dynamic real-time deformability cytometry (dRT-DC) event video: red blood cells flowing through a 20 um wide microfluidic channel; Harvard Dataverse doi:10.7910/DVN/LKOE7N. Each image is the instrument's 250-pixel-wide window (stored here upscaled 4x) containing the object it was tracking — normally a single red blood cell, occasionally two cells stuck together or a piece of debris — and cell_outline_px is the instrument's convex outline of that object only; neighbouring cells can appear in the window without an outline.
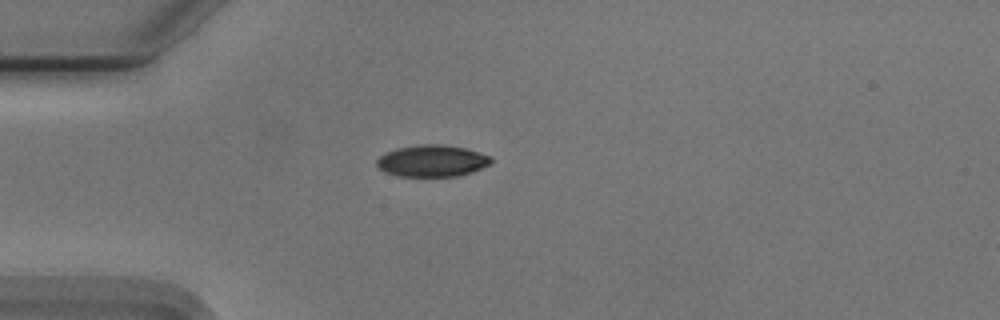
{"species": "Egyptian fruit bat (a non-hibernating species)", "species_latin": "Rousettus aegyptiacus", "temperature_condition": "cold", "stored_images_in_passage": 41, "camera_frame_rate_fps": 3000, "um_per_image_px": 0.085, "animal": {"sex": "male"}, "frame": {"image": 1, "passage_image": 1, "time_ms": 0.0, "image_size_px": [1000, 320], "cell_outline_px": [[492, 164], [472, 172], [456, 176], [400, 176], [384, 172], [376, 164], [376, 160], [384, 152], [396, 148], [416, 144], [444, 144], [464, 148], [492, 156]], "centroid_in_image_um": [36.73, 13.66], "position_along_channel_um": 48.3, "area_um2": 21.33}}
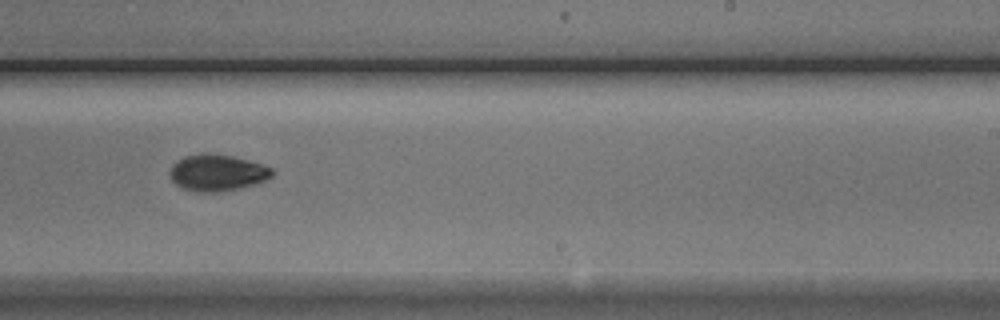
{"frame": {"image": 2, "passage_image": 20, "time_ms": 6.333, "image_size_px": [1000, 320], "cell_outline_px": [[276, 172], [272, 176], [256, 184], [240, 188], [212, 192], [200, 192], [184, 188], [176, 184], [172, 180], [168, 172], [172, 164], [176, 160], [184, 156], [200, 152], [208, 152], [232, 156], [248, 160], [272, 168]], "centroid_in_image_um": [18.44, 14.65], "position_along_channel_um": 270.6, "area_um2": 21.91}}
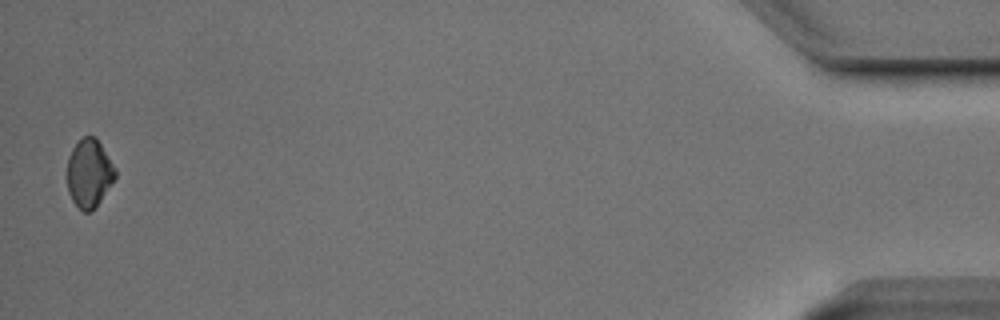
{"frame": {"image": 3, "passage_image": 40, "time_ms": 13.0, "image_size_px": [1000, 320], "cell_outline_px": [[116, 176], [100, 200], [88, 212], [84, 212], [72, 200], [68, 192], [68, 156], [72, 148], [84, 136], [96, 136], [116, 168]], "centroid_in_image_um": [7.58, 14.68], "position_along_channel_um": 427.6, "area_um2": 18.79}, "authors_computed_cell_mechanics": {"area_um2": 21.3282, "velocity_mm_per_s": 3.7454, "shape_relaxation_time_tau1_ms": 2.944, "shape_relaxation_time_tau2_ms": null, "deformation_change_tau1": 0.1176, "deformation_change_tau2": null}}